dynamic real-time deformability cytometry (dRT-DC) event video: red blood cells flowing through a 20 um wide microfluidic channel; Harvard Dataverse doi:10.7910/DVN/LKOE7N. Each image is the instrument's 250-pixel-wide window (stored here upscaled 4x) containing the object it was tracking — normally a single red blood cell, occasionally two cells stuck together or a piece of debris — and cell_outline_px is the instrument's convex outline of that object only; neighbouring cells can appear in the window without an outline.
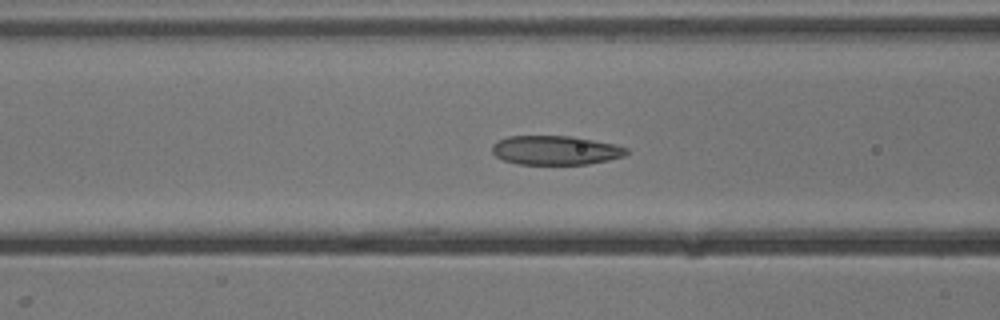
{"species": "common noctule bat (a hibernating species)", "species_latin": "Nyctalus noctula", "temperature_condition": "cold", "stored_images_in_passage": 17, "segment_of_instrument_passage": [1, 2], "camera_frame_rate_fps": 3000, "um_per_image_px": 0.085, "animal": {"sex": "male", "body_mass_g": 13.3}, "frame": {"image": 1, "passage_image": 15, "time_ms": 4.667, "image_size_px": [1000, 320], "cell_outline_px": [[628, 152], [624, 156], [608, 160], [588, 164], [516, 164], [504, 160], [496, 156], [492, 152], [492, 144], [508, 136], [568, 136], [592, 140], [612, 144], [628, 148]], "centroid_in_image_um": [47.19, 12.78], "position_along_channel_um": 119.4, "area_um2": 22.6}}